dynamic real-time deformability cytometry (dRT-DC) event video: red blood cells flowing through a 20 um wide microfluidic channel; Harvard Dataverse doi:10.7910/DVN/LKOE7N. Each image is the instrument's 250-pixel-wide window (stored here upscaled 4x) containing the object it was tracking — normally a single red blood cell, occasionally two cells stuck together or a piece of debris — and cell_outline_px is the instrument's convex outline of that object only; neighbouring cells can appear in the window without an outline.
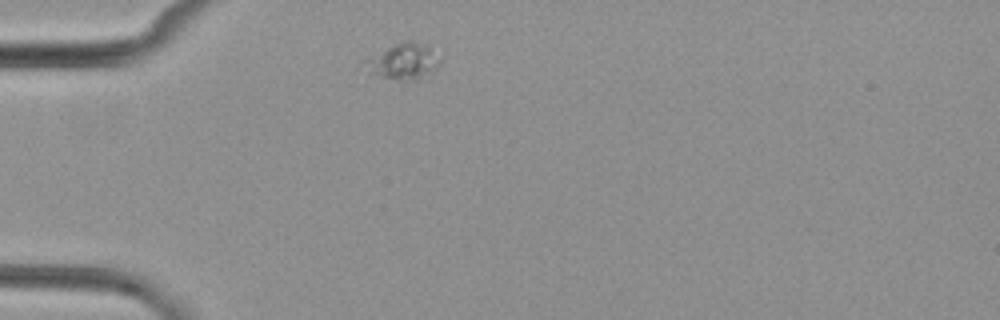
{"species": "common noctule bat (a hibernating species)", "species_latin": "Nyctalus noctula", "temperature_condition": "cold", "stored_images_in_passage": 1, "camera_frame_rate_fps": 3000, "um_per_image_px": 0.085, "animal": {"sex": "female", "body_mass_g": 29.2, "forearm_length_mm": 56.3}, "frame": {"image": 1, "passage_image": 1, "time_ms": 0.0, "image_size_px": [1000, 320], "cell_outline_px": [[440, 64], [420, 80], [396, 80], [368, 76], [368, 72], [380, 56], [388, 48], [404, 40], [412, 40], [428, 44], [440, 60]], "centroid_in_image_um": [34.47, 5.25], "position_along_channel_um": 50.5, "area_um2": 14.74}}